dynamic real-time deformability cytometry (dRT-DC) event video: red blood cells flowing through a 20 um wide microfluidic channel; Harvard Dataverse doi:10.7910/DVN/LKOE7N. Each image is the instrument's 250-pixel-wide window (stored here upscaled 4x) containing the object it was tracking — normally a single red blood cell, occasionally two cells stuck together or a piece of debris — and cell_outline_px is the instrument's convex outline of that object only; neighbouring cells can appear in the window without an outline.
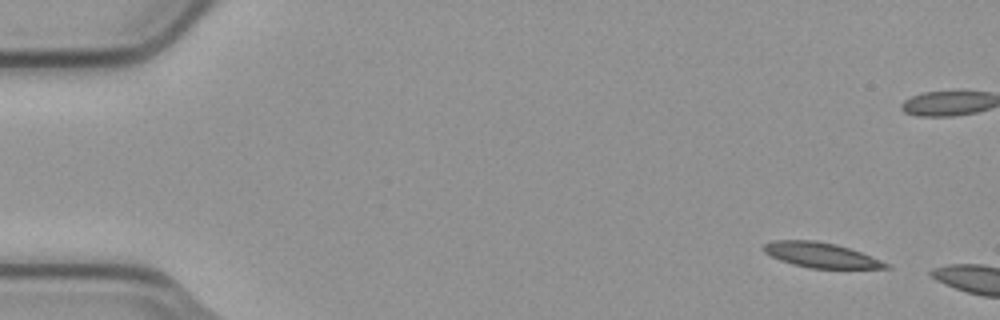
{"species": "common noctule bat (a hibernating species)", "species_latin": "Nyctalus noctula", "temperature_condition": "cold", "stored_images_in_passage": 2, "camera_frame_rate_fps": 3000, "um_per_image_px": 0.085, "animal": {"sex": "male", "body_mass_g": 23.1, "forearm_length_mm": 52.7}, "frame": {"image": 1, "passage_image": 1, "time_ms": 0.0, "image_size_px": [1000, 320], "cell_outline_px": [[892, 268], [808, 268], [792, 264], [780, 260], [764, 252], [764, 244], [776, 240], [816, 240], [836, 244], [860, 252], [892, 264]], "centroid_in_image_um": [69.81, 21.68], "position_along_channel_um": 15.2, "area_um2": 17.74}}